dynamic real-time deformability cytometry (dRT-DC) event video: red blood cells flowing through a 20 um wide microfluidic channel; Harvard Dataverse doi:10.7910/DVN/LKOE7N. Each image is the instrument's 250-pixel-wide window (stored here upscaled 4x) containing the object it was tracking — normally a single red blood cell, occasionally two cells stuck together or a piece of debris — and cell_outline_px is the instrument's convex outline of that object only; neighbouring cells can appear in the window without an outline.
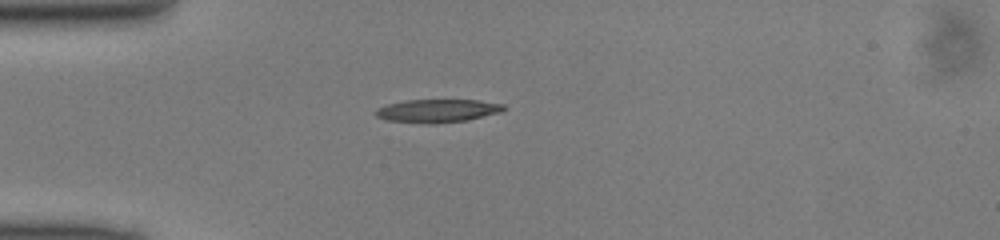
{"species": "common noctule bat (a hibernating species)", "species_latin": "Nyctalus noctula", "temperature_condition": "cold", "stored_images_in_passage": 37, "camera_frame_rate_fps": 3000, "um_per_image_px": 0.085, "animal": {"sex": "male", "body_mass_g": 13.0, "forearm_length_mm": 53.1}, "frame": {"image": 1, "passage_image": 1, "time_ms": 0.0, "image_size_px": [1000, 240], "cell_outline_px": [[504, 108], [500, 112], [468, 120], [436, 124], [428, 124], [388, 120], [376, 116], [376, 108], [388, 104], [404, 100], [476, 100], [504, 104]], "centroid_in_image_um": [37.17, 9.42], "position_along_channel_um": 47.8, "area_um2": 17.22}}
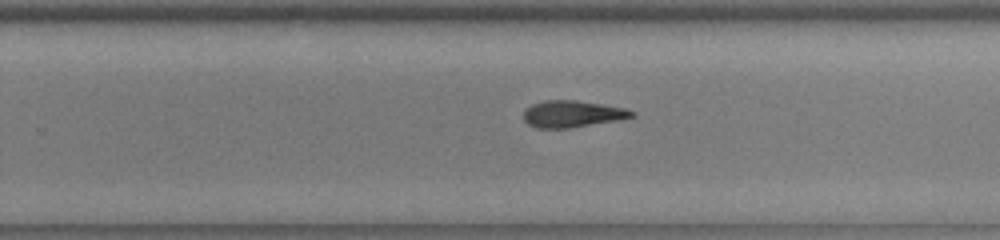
{"frame": {"image": 2, "passage_image": 19, "time_ms": 6.0, "image_size_px": [1000, 240], "cell_outline_px": [[636, 116], [620, 120], [568, 128], [536, 128], [528, 124], [524, 120], [524, 112], [532, 104], [544, 100], [576, 100], [624, 108], [636, 112]], "centroid_in_image_um": [48.67, 9.69], "position_along_channel_um": 281.1, "area_um2": 16.82}}
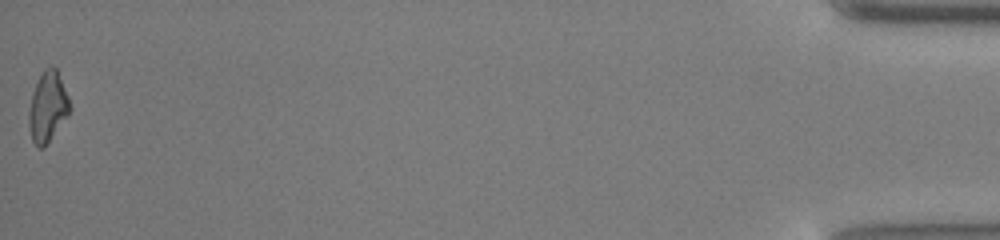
{"frame": {"image": 3, "passage_image": 37, "time_ms": 12.0, "image_size_px": [1000, 240], "cell_outline_px": [[72, 108], [68, 116], [44, 148], [40, 148], [32, 140], [28, 128], [28, 112], [32, 92], [44, 68], [52, 64], [56, 68], [68, 96]], "centroid_in_image_um": [4.05, 9.09], "position_along_channel_um": 431.1, "area_um2": 16.94}}